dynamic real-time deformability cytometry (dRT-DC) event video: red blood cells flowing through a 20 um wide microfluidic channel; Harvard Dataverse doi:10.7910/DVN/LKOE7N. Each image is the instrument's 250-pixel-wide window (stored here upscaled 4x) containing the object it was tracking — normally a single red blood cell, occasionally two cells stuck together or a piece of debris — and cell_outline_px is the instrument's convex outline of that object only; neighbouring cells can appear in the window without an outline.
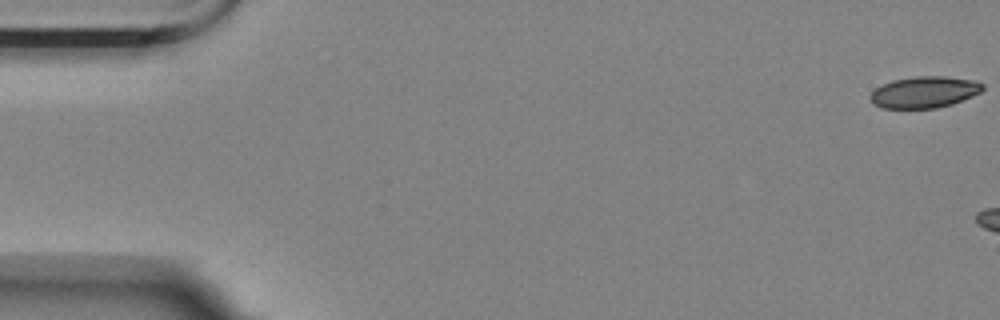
{"species": "Egyptian fruit bat (a non-hibernating species)", "species_latin": "Rousettus aegyptiacus", "temperature_condition": "room temperature", "stored_images_in_passage": 10, "camera_frame_rate_fps": 3000, "um_per_image_px": 0.085, "animal": {"sex": "female"}, "frame": {"image": 1, "passage_image": 1, "time_ms": 0.0, "image_size_px": [1000, 320], "cell_outline_px": [[984, 88], [980, 92], [972, 96], [952, 104], [936, 108], [880, 108], [872, 104], [868, 96], [876, 88], [892, 80], [912, 76], [944, 76], [972, 80], [984, 84]], "centroid_in_image_um": [78.53, 7.83], "position_along_channel_um": 6.5, "area_um2": 20.69}}